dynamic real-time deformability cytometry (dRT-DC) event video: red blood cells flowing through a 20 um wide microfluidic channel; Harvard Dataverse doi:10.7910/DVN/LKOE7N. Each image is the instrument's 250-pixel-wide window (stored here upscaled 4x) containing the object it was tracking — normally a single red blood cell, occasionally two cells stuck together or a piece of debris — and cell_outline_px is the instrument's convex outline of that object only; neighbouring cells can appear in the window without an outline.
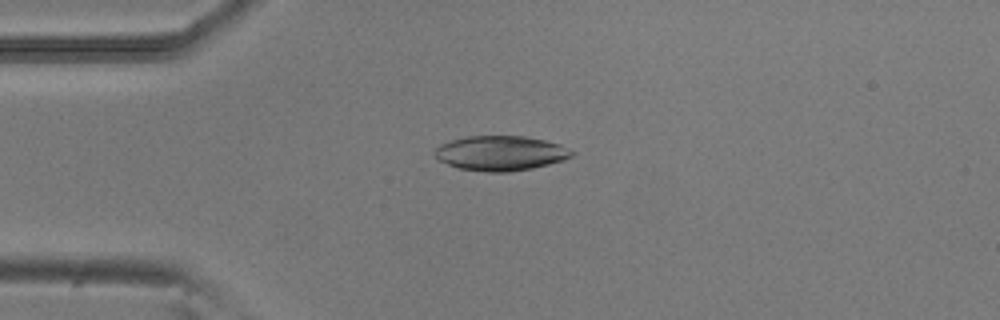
{"species": "common noctule bat (a hibernating species)", "species_latin": "Nyctalus noctula", "temperature_condition": "room temperature", "stored_images_in_passage": 7, "camera_frame_rate_fps": 3000, "um_per_image_px": 0.085, "animal": {"sex": "male", "body_mass_g": 20.5, "forearm_length_mm": 52.5}, "frame": {"image": 1, "passage_image": 4, "time_ms": 1.0, "image_size_px": [1000, 320], "cell_outline_px": [[576, 152], [572, 156], [564, 160], [532, 168], [508, 172], [488, 172], [460, 168], [448, 164], [440, 160], [432, 152], [440, 144], [452, 140], [468, 136], [524, 136], [544, 140], [560, 144]], "centroid_in_image_um": [42.57, 13.02], "position_along_channel_um": 42.4, "area_um2": 27.69}}
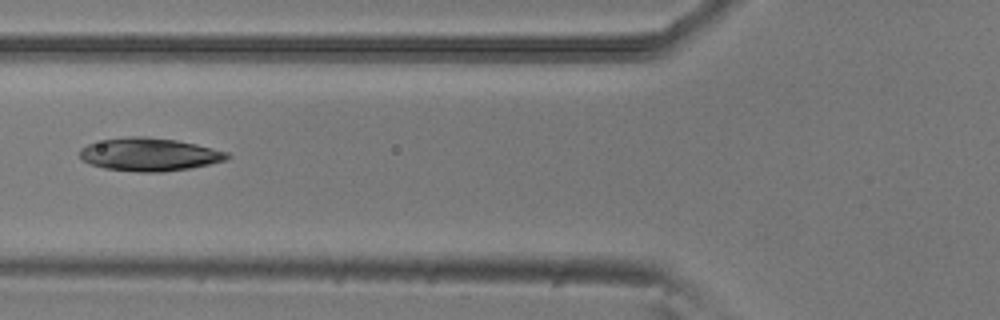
{"frame": {"image": 2, "passage_image": 6, "time_ms": 1.667, "image_size_px": [1000, 320], "cell_outline_px": [[232, 156], [228, 160], [192, 168], [164, 172], [136, 172], [104, 168], [92, 164], [84, 160], [80, 156], [80, 148], [88, 144], [104, 140], [128, 136], [144, 136], [176, 140], [196, 144], [228, 152]], "centroid_in_image_um": [12.75, 13.13], "position_along_channel_um": 113.1, "area_um2": 28.44}}
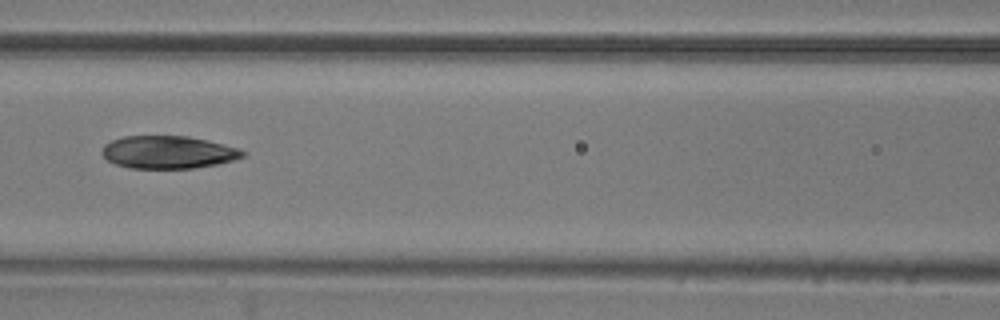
{"frame": {"image": 3, "passage_image": 7, "time_ms": 2.0, "image_size_px": [1000, 320], "cell_outline_px": [[248, 152], [244, 156], [232, 160], [216, 164], [196, 168], [128, 168], [116, 164], [108, 160], [104, 156], [104, 144], [112, 140], [124, 136], [188, 136], [208, 140], [240, 148]], "centroid_in_image_um": [14.34, 12.93], "position_along_channel_um": 152.3, "area_um2": 26.76}}